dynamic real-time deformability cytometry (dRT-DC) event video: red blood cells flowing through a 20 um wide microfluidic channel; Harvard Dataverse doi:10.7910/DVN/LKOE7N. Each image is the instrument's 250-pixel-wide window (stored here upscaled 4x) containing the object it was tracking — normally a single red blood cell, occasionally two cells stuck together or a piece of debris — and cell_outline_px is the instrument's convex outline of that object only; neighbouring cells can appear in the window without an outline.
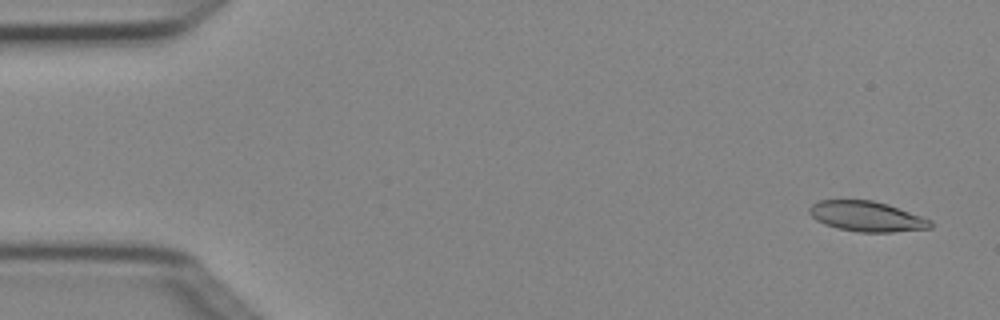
{"species": "Egyptian fruit bat (a non-hibernating species)", "species_latin": "Rousettus aegyptiacus", "temperature_condition": "cold", "stored_images_in_passage": 7, "camera_frame_rate_fps": 3000, "um_per_image_px": 0.085, "animal": {"sex": "female"}, "frame": {"image": 1, "passage_image": 1, "time_ms": 0.0, "image_size_px": [1000, 320], "cell_outline_px": [[932, 228], [892, 232], [860, 232], [840, 228], [824, 224], [816, 220], [808, 212], [808, 208], [812, 204], [820, 200], [872, 200], [888, 204], [932, 220]], "centroid_in_image_um": [73.68, 18.39], "position_along_channel_um": 11.3, "area_um2": 21.27}}
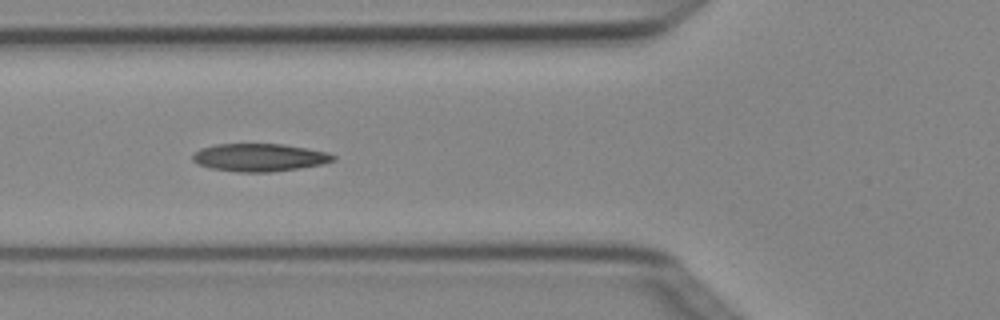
{"frame": {"image": 2, "passage_image": 5, "time_ms": 1.333, "image_size_px": [1000, 320], "cell_outline_px": [[336, 160], [320, 164], [272, 172], [236, 172], [212, 168], [196, 164], [192, 160], [192, 152], [200, 148], [216, 144], [284, 144], [328, 152], [336, 156]], "centroid_in_image_um": [22.0, 13.38], "position_along_channel_um": 103.8, "area_um2": 22.83}}
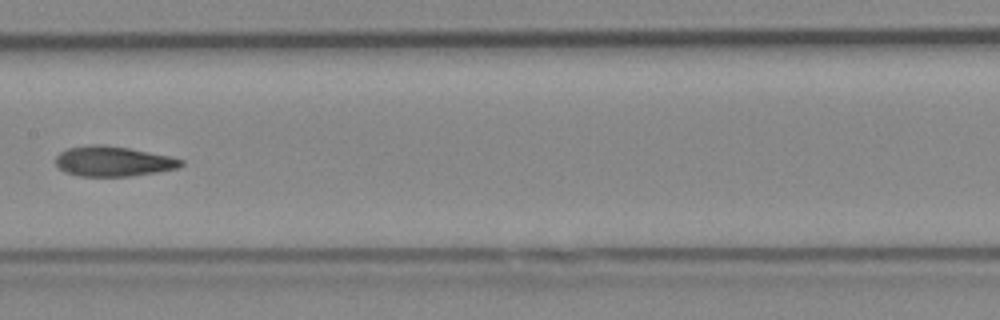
{"frame": {"image": 3, "passage_image": 7, "time_ms": 2.0, "image_size_px": [1000, 320], "cell_outline_px": [[184, 164], [180, 168], [156, 172], [128, 176], [80, 176], [64, 172], [56, 164], [56, 156], [60, 152], [68, 148], [88, 144], [104, 144], [128, 148], [168, 156], [184, 160]], "centroid_in_image_um": [9.61, 13.7], "position_along_channel_um": 197.8, "area_um2": 21.96}}